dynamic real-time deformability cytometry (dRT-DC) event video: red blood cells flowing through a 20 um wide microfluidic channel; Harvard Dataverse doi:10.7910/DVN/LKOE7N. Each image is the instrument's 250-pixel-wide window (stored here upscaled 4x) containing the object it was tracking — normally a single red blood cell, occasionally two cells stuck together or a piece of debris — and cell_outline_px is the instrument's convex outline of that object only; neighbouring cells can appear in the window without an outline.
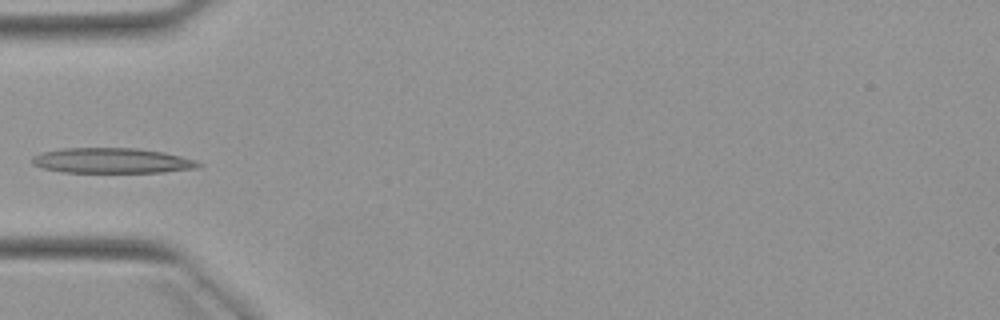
{"species": "Egyptian fruit bat (a non-hibernating species)", "species_latin": "Rousettus aegyptiacus", "temperature_condition": "warm", "stored_images_in_passage": 4, "camera_frame_rate_fps": 3000, "um_per_image_px": 0.085, "animal": {"sex": "female"}, "frame": {"image": 1, "passage_image": 3, "time_ms": 3.333, "image_size_px": [1000, 320], "cell_outline_px": [[204, 164], [200, 168], [164, 172], [64, 172], [40, 168], [32, 164], [32, 156], [40, 152], [64, 148], [136, 148], [164, 152], [196, 160]], "centroid_in_image_um": [9.53, 13.65], "position_along_channel_um": 75.5, "area_um2": 24.68}}
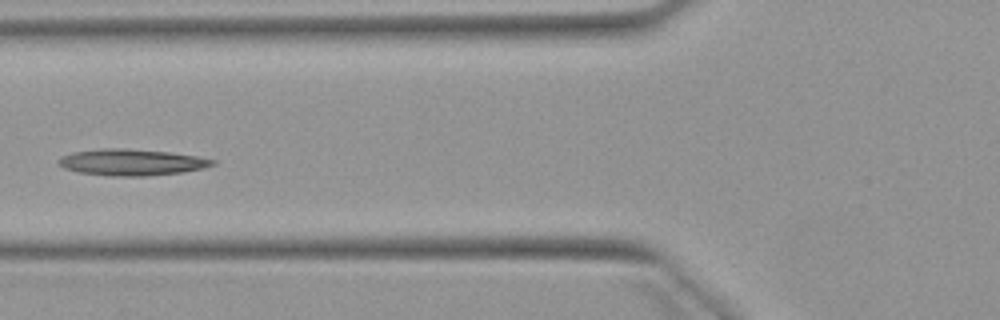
{"frame": {"image": 2, "passage_image": 4, "time_ms": 4.333, "image_size_px": [1000, 320], "cell_outline_px": [[216, 164], [204, 168], [184, 172], [144, 176], [108, 176], [80, 172], [64, 168], [56, 160], [60, 156], [72, 152], [100, 148], [124, 148], [168, 152], [196, 156], [216, 160]], "centroid_in_image_um": [11.17, 13.79], "position_along_channel_um": 114.6, "area_um2": 23.76}}